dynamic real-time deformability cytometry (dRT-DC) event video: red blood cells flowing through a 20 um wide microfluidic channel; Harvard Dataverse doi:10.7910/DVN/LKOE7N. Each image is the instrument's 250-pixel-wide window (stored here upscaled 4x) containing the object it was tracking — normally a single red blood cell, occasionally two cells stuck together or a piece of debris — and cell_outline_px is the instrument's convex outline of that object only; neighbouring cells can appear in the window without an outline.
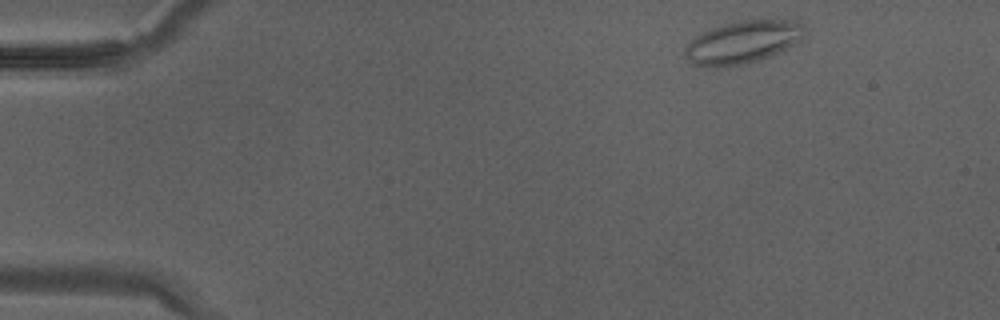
{"species": "Egyptian fruit bat (a non-hibernating species)", "species_latin": "Rousettus aegyptiacus", "temperature_condition": "warm", "stored_images_in_passage": 32, "camera_frame_rate_fps": 3000, "um_per_image_px": 0.085, "animal": {"sex": "male"}, "frame": {"image": 1, "passage_image": 1, "time_ms": 0.0, "image_size_px": [1000, 320], "cell_outline_px": [[804, 36], [796, 44], [760, 60], [740, 64], [716, 68], [696, 64], [688, 60], [684, 56], [684, 48], [696, 36], [712, 28], [728, 24], [748, 20], [800, 20], [804, 24]], "centroid_in_image_um": [63.17, 3.58], "position_along_channel_um": 21.8, "area_um2": 29.36}}
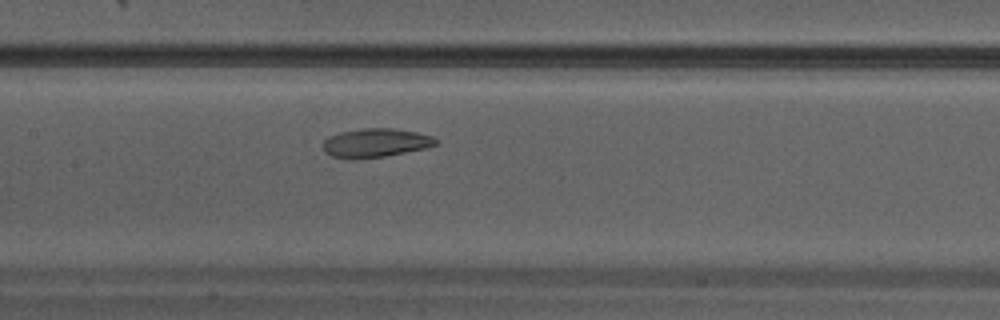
{"frame": {"image": 2, "passage_image": 14, "time_ms": 4.333, "image_size_px": [1000, 320], "cell_outline_px": [[436, 144], [428, 148], [384, 156], [356, 160], [352, 160], [332, 156], [324, 152], [324, 140], [328, 136], [340, 132], [364, 128], [396, 128], [416, 132], [432, 136], [436, 140]], "centroid_in_image_um": [31.9, 12.15], "position_along_channel_um": 175.5, "area_um2": 19.07}}
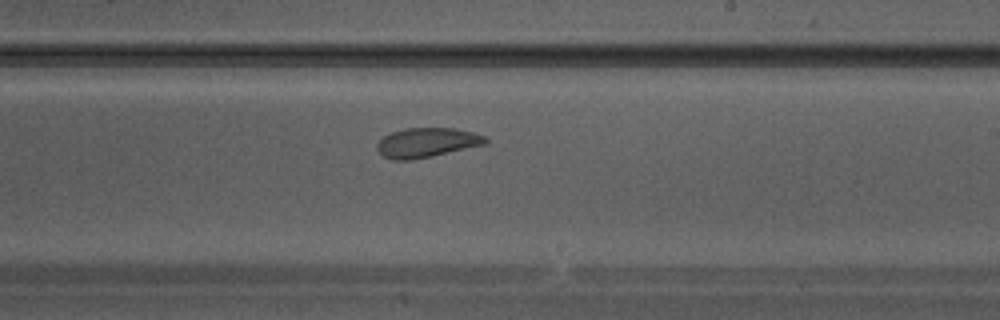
{"frame": {"image": 3, "passage_image": 18, "time_ms": 5.667, "image_size_px": [1000, 320], "cell_outline_px": [[488, 144], [432, 156], [412, 160], [392, 160], [384, 156], [376, 148], [376, 144], [384, 136], [392, 132], [404, 128], [452, 128], [472, 132], [484, 136], [488, 140]], "centroid_in_image_um": [36.28, 12.12], "position_along_channel_um": 252.7, "area_um2": 18.67}}